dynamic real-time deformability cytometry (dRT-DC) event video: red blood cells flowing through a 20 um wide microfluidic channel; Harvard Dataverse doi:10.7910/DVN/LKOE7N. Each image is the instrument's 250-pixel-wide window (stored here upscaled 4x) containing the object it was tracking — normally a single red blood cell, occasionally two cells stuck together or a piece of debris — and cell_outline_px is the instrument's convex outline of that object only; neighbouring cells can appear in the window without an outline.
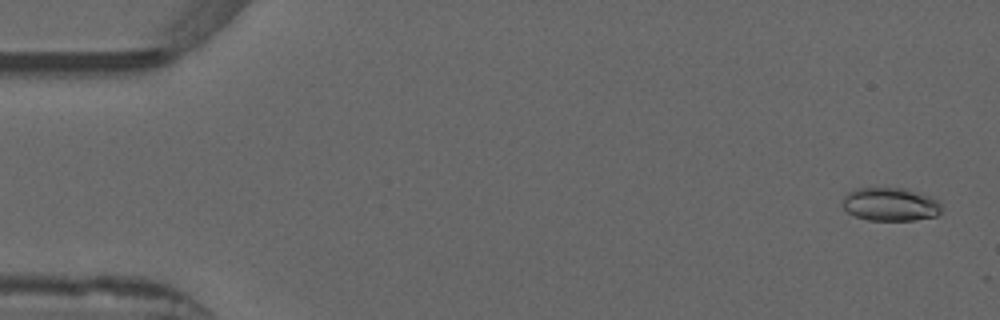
{"species": "common noctule bat (a hibernating species)", "species_latin": "Nyctalus noctula", "temperature_condition": "warm", "stored_images_in_passage": 20, "camera_frame_rate_fps": 3000, "um_per_image_px": 0.085, "animal": {"sex": "male", "forearm_length_mm": 52.5}, "frame": {"image": 1, "passage_image": 2, "time_ms": 0.333, "image_size_px": [1000, 320], "cell_outline_px": [[940, 212], [936, 216], [912, 220], [868, 220], [856, 216], [848, 212], [844, 208], [844, 196], [848, 192], [856, 188], [904, 188], [920, 192], [940, 200]], "centroid_in_image_um": [75.71, 17.35], "position_along_channel_um": 9.3, "area_um2": 19.19}}
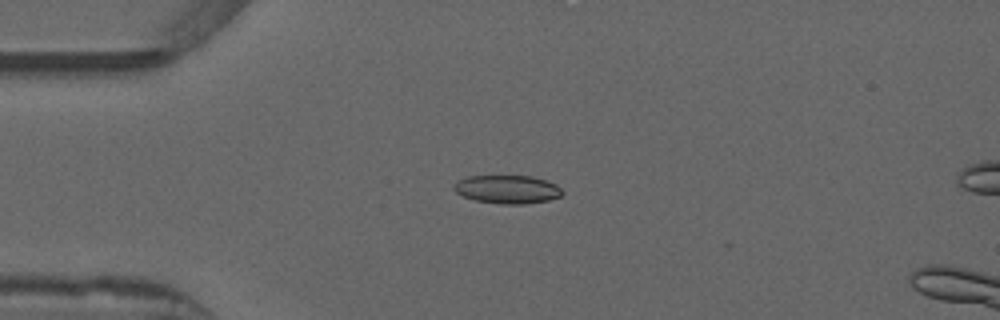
{"frame": {"image": 2, "passage_image": 13, "time_ms": 4.0, "image_size_px": [1000, 320], "cell_outline_px": [[564, 192], [560, 196], [548, 200], [524, 204], [500, 204], [476, 200], [464, 196], [456, 192], [452, 188], [460, 180], [468, 176], [532, 176], [556, 184]], "centroid_in_image_um": [43.14, 16.09], "position_along_channel_um": 41.9, "area_um2": 17.69}}
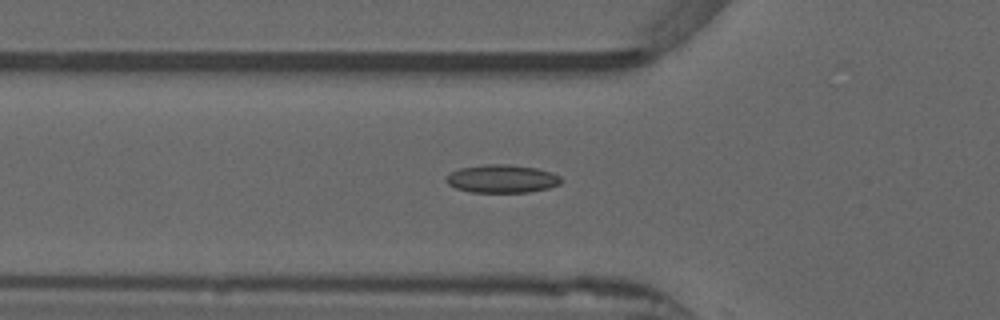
{"frame": {"image": 3, "passage_image": 18, "time_ms": 5.667, "image_size_px": [1000, 320], "cell_outline_px": [[560, 184], [548, 188], [528, 192], [472, 192], [456, 188], [448, 184], [444, 180], [444, 176], [460, 168], [484, 164], [508, 164], [536, 168], [552, 172], [560, 176]], "centroid_in_image_um": [42.64, 15.19], "position_along_channel_um": 83.2, "area_um2": 18.84}}